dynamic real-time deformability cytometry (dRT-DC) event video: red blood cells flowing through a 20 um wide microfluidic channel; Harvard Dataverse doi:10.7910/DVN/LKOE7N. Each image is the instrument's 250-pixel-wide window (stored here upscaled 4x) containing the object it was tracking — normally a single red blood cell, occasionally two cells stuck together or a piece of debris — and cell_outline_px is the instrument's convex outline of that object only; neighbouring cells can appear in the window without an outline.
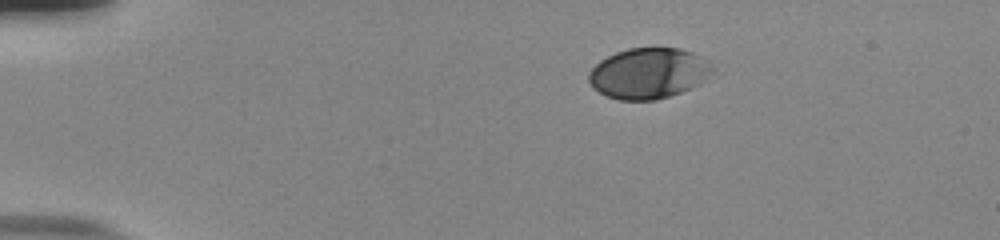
{"species": "human", "species_latin": "Homo sapiens", "temperature_condition": "room temperature", "stored_images_in_passage": 45, "camera_frame_rate_fps": 3000, "um_per_image_px": 0.085, "donor": {"sex": "male"}, "frame": {"image": 1, "passage_image": 1, "time_ms": 0.0, "image_size_px": [1000, 240], "cell_outline_px": [[712, 72], [700, 84], [680, 92], [656, 100], [620, 100], [608, 96], [600, 92], [588, 80], [588, 72], [600, 60], [616, 52], [628, 48], [680, 48], [692, 52], [708, 64], [712, 68]], "centroid_in_image_um": [55.09, 6.23], "position_along_channel_um": 29.9, "area_um2": 36.01}}
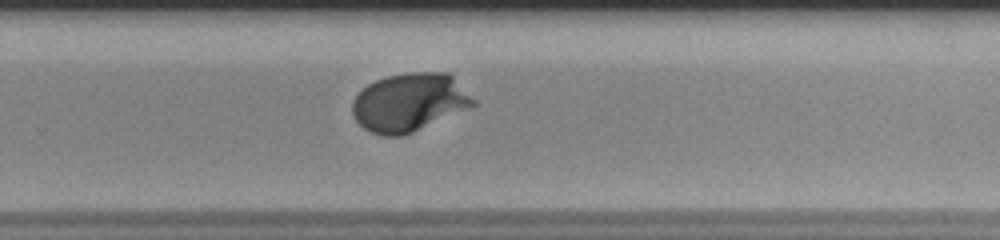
{"frame": {"image": 2, "passage_image": 28, "time_ms": 9.0, "image_size_px": [1000, 240], "cell_outline_px": [[476, 104], [412, 132], [400, 136], [384, 136], [372, 132], [364, 128], [356, 120], [352, 112], [352, 100], [368, 84], [376, 80], [388, 76], [408, 72], [448, 72], [476, 100]], "centroid_in_image_um": [34.78, 8.68], "position_along_channel_um": 295.0, "area_um2": 40.52}}
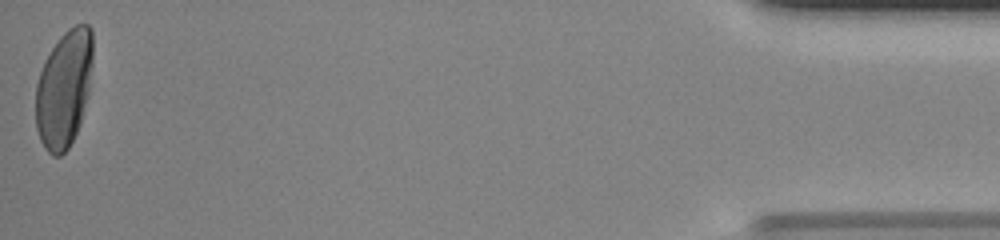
{"frame": {"image": 3, "passage_image": 45, "time_ms": 14.667, "image_size_px": [1000, 240], "cell_outline_px": [[92, 64], [88, 96], [80, 124], [68, 148], [60, 156], [52, 156], [44, 148], [40, 140], [36, 128], [36, 84], [44, 60], [60, 36], [68, 28], [76, 24], [88, 24], [92, 28]], "centroid_in_image_um": [5.44, 7.54], "position_along_channel_um": 429.8, "area_um2": 39.19}, "authors_computed_cell_mechanics": {"area_um2": 38.3214, "velocity_mm_per_s": 3.8339, "shape_relaxation_time_tau1_ms": 2.8998, "shape_relaxation_time_tau2_ms": null, "deformation_change_tau1": 0.1708, "deformation_change_tau2": null}}